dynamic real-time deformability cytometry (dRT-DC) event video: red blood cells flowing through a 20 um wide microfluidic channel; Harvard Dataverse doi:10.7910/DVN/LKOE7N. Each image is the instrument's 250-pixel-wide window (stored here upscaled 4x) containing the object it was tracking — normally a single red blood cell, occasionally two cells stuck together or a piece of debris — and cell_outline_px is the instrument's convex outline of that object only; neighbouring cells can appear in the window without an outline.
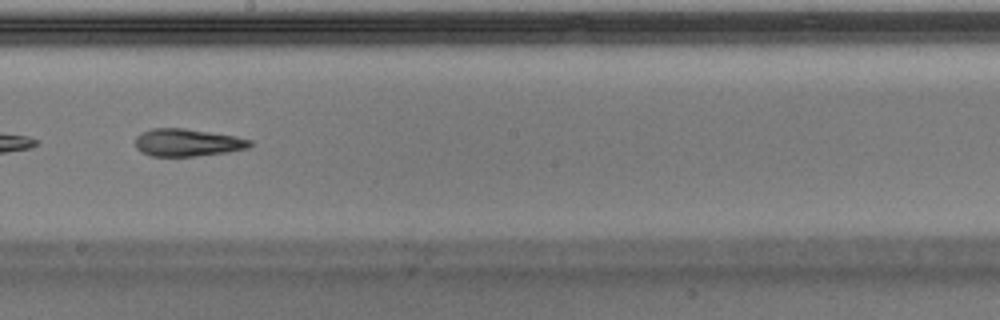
{"species": "Egyptian fruit bat (a non-hibernating species)", "species_latin": "Rousettus aegyptiacus", "temperature_condition": "warm", "stored_images_in_passage": 48, "segment_of_instrument_passage": [2, 2], "camera_frame_rate_fps": 3000, "um_per_image_px": 0.085, "animal": {"sex": "male"}, "frame": {"image": 1, "passage_image": 28, "time_ms": 9.0, "image_size_px": [1000, 320], "cell_outline_px": [[252, 144], [248, 148], [228, 152], [196, 156], [152, 156], [136, 148], [136, 136], [140, 132], [152, 128], [184, 128], [236, 136], [252, 140]], "centroid_in_image_um": [15.94, 12.11], "position_along_channel_um": 232.3, "area_um2": 18.38}}
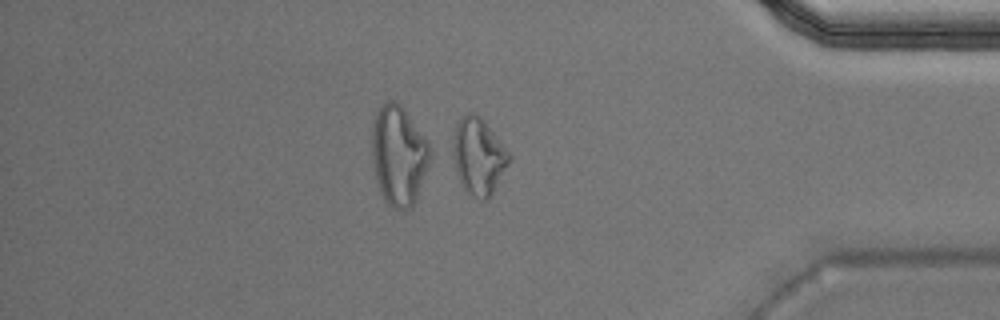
{"frame": {"image": 2, "passage_image": 42, "time_ms": 13.667, "image_size_px": [1000, 320], "cell_outline_px": [[512, 156], [492, 196], [488, 200], [480, 200], [468, 192], [464, 188], [460, 180], [456, 168], [452, 148], [456, 128], [460, 120], [464, 116], [472, 112], [480, 116], [484, 120]], "centroid_in_image_um": [40.71, 13.31], "position_along_channel_um": 394.5, "area_um2": 24.62}}